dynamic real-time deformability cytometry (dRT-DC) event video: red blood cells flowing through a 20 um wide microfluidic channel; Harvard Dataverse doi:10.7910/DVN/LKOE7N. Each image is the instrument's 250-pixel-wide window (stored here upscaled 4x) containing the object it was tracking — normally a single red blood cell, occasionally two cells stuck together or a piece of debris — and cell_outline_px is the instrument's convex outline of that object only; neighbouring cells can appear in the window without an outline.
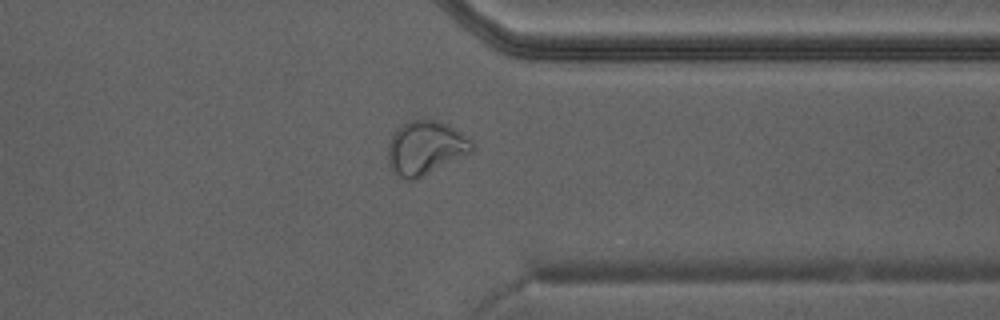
{"species": "Egyptian fruit bat (a non-hibernating species)", "species_latin": "Rousettus aegyptiacus", "temperature_condition": "warm", "stored_images_in_passage": 32, "camera_frame_rate_fps": 3000, "um_per_image_px": 0.085, "animal": {"sex": "male"}, "frame": {"image": 1, "passage_image": 23, "time_ms": 7.333, "image_size_px": [1000, 320], "cell_outline_px": [[476, 148], [472, 152], [416, 180], [408, 180], [392, 172], [388, 160], [388, 144], [396, 128], [400, 124], [408, 120], [436, 120], [460, 132], [472, 140]], "centroid_in_image_um": [36.16, 12.58], "position_along_channel_um": 375.2, "area_um2": 26.41}}